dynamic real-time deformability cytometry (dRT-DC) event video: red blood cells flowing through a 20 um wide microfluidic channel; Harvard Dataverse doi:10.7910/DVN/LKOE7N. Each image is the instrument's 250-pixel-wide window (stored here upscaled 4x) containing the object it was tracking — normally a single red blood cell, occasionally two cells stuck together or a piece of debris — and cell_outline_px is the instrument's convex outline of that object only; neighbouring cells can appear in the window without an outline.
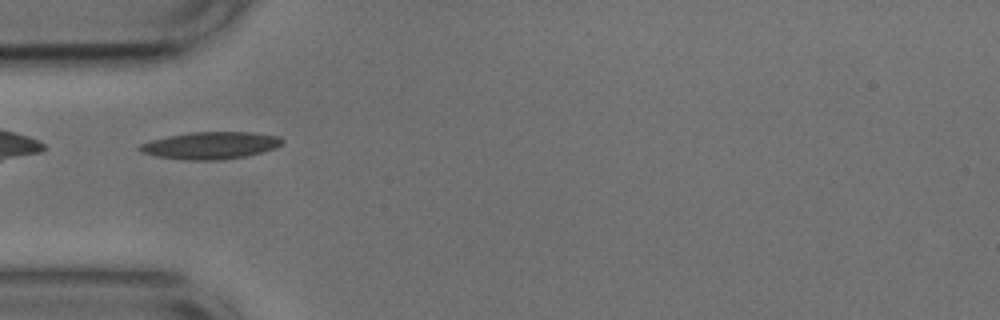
{"species": "common noctule bat (a hibernating species)", "species_latin": "Nyctalus noctula", "temperature_condition": "cold", "stored_images_in_passage": 38, "camera_frame_rate_fps": 3000, "um_per_image_px": 0.085, "animal": {"sex": "male", "body_mass_g": 17.9, "forearm_length_mm": 54.2}, "frame": {"image": 1, "passage_image": 1, "time_ms": 0.0, "image_size_px": [1000, 320], "cell_outline_px": [[284, 140], [276, 148], [244, 156], [224, 160], [192, 160], [156, 156], [140, 152], [136, 148], [140, 144], [152, 140], [168, 136], [192, 132], [252, 132], [280, 136]], "centroid_in_image_um": [17.89, 12.36], "position_along_channel_um": 67.1, "area_um2": 22.48}, "authors_computed_cell_mechanics": {"area_um2": 19.9699, "velocity_mm_per_s": 3.7409, "shape_relaxation_time_tau1_ms": 3.5088, "shape_relaxation_time_tau2_ms": 4.0658, "deformation_change_tau1": 0.1332, "deformation_change_tau2": 0.1063}}